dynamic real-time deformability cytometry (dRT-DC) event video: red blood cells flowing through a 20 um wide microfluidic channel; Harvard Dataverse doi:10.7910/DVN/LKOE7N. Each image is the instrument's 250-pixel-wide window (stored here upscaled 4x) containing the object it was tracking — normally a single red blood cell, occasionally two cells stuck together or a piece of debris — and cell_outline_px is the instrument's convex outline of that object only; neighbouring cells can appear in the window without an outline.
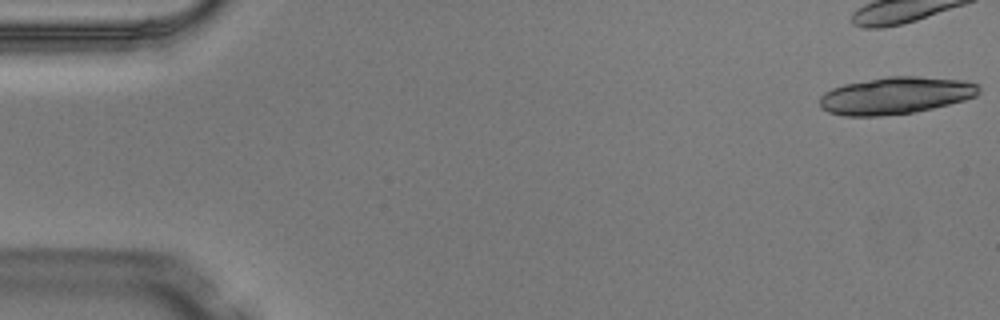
{"species": "Egyptian fruit bat (a non-hibernating species)", "species_latin": "Rousettus aegyptiacus", "temperature_condition": "warm", "stored_images_in_passage": 6, "camera_frame_rate_fps": 3000, "um_per_image_px": 0.085, "animal": {"sex": "male"}, "frame": {"image": 1, "passage_image": 1, "time_ms": 0.0, "image_size_px": [1000, 320], "cell_outline_px": [[980, 92], [976, 96], [964, 100], [916, 112], [876, 116], [844, 116], [828, 112], [820, 108], [820, 96], [824, 92], [832, 88], [844, 84], [888, 76], [916, 76], [964, 80], [980, 84]], "centroid_in_image_um": [76.13, 8.12], "position_along_channel_um": 8.9, "area_um2": 34.56}}